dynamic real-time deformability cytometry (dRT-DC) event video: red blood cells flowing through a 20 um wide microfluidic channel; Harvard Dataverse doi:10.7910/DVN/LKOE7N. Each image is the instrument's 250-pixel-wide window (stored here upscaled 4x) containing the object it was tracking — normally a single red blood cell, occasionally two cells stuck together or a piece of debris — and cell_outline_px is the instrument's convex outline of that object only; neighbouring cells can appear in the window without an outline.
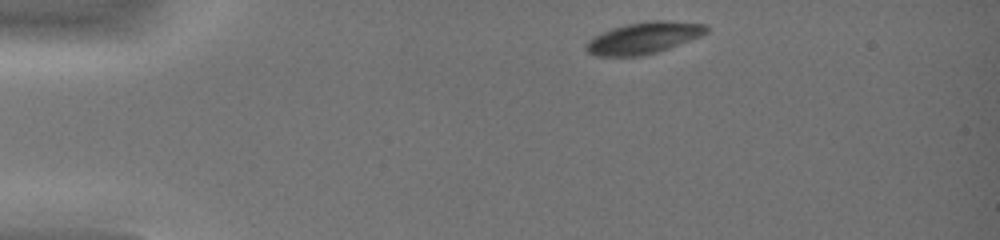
{"species": "common noctule bat (a hibernating species)", "species_latin": "Nyctalus noctula", "temperature_condition": "warm", "stored_images_in_passage": 37, "camera_frame_rate_fps": 3000, "um_per_image_px": 0.085, "animal": {"sex": "female", "body_mass_g": 19.0, "forearm_length_mm": 51.5}, "frame": {"image": 1, "passage_image": 2, "time_ms": 0.333, "image_size_px": [1000, 240], "cell_outline_px": [[708, 32], [700, 36], [668, 48], [656, 52], [640, 56], [596, 56], [588, 52], [584, 48], [584, 44], [588, 40], [600, 32], [612, 28], [628, 24], [648, 20], [668, 20], [708, 24]], "centroid_in_image_um": [54.69, 3.21], "position_along_channel_um": 30.3, "area_um2": 22.25}}
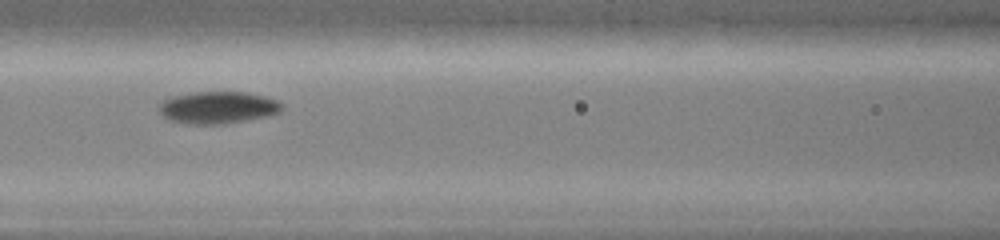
{"frame": {"image": 2, "passage_image": 15, "time_ms": 4.667, "image_size_px": [1000, 240], "cell_outline_px": [[284, 108], [280, 112], [268, 116], [248, 120], [224, 124], [184, 124], [168, 120], [160, 112], [160, 104], [164, 100], [172, 96], [196, 92], [244, 92], [264, 96], [276, 100], [284, 104]], "centroid_in_image_um": [18.55, 9.15], "position_along_channel_um": 148.1, "area_um2": 23.12}}
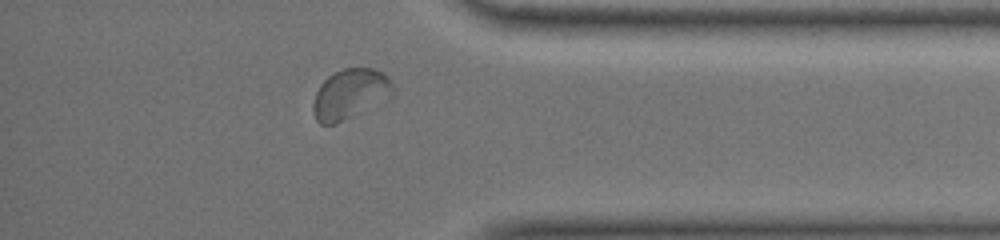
{"frame": {"image": 3, "passage_image": 33, "time_ms": 10.667, "image_size_px": [1000, 240], "cell_outline_px": [[392, 96], [336, 124], [320, 124], [316, 120], [312, 108], [312, 104], [316, 92], [320, 84], [328, 76], [344, 68], [372, 68], [384, 72], [388, 76], [392, 84]], "centroid_in_image_um": [29.73, 7.98], "position_along_channel_um": 405.5, "area_um2": 23.06}, "authors_computed_cell_mechanics": {"area_um2": 22.1952, "velocity_mm_per_s": 4.3501, "shape_relaxation_time_tau1_ms": 1.8492, "shape_relaxation_time_tau2_ms": 1.628, "deformation_change_tau1": 0.0813, "deformation_change_tau2": 0.0359}}